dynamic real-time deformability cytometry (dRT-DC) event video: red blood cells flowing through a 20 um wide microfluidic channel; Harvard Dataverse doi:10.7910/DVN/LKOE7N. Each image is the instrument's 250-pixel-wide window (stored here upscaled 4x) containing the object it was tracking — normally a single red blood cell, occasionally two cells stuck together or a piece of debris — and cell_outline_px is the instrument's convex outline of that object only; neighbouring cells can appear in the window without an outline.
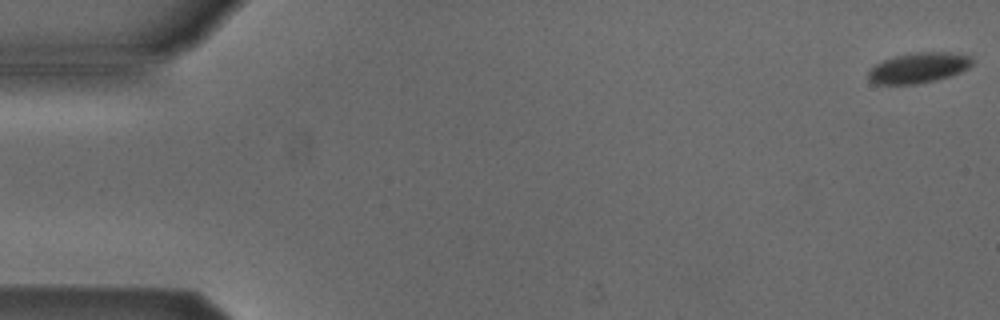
{"species": "Egyptian fruit bat (a non-hibernating species)", "species_latin": "Rousettus aegyptiacus", "temperature_condition": "cold", "stored_images_in_passage": 48, "camera_frame_rate_fps": 3000, "um_per_image_px": 0.085, "animal": {"sex": "male"}, "frame": {"image": 1, "passage_image": 1, "time_ms": 0.0, "image_size_px": [1000, 320], "cell_outline_px": [[972, 64], [968, 68], [960, 72], [936, 80], [916, 84], [876, 84], [868, 80], [868, 68], [884, 60], [896, 56], [912, 52], [948, 52], [972, 56]], "centroid_in_image_um": [78.05, 5.76], "position_along_channel_um": 7.0, "area_um2": 18.44}}
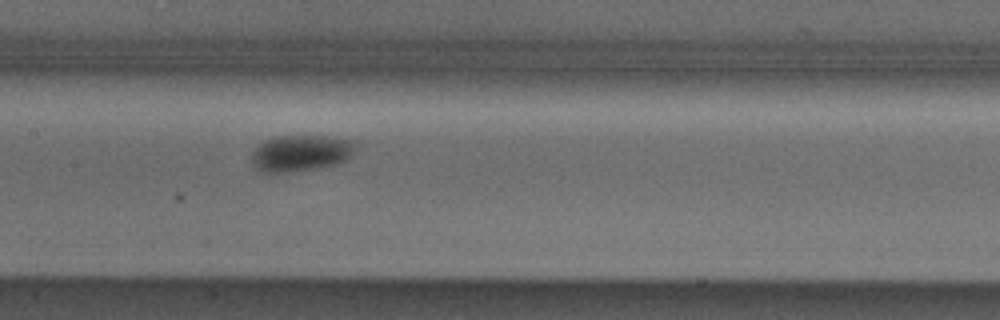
{"frame": {"image": 2, "passage_image": 26, "time_ms": 8.333, "image_size_px": [1000, 320], "cell_outline_px": [[356, 148], [348, 160], [336, 164], [288, 172], [264, 172], [256, 168], [252, 160], [252, 152], [256, 144], [272, 136], [336, 136], [356, 140]], "centroid_in_image_um": [25.59, 12.97], "position_along_channel_um": 181.8, "area_um2": 22.31}}
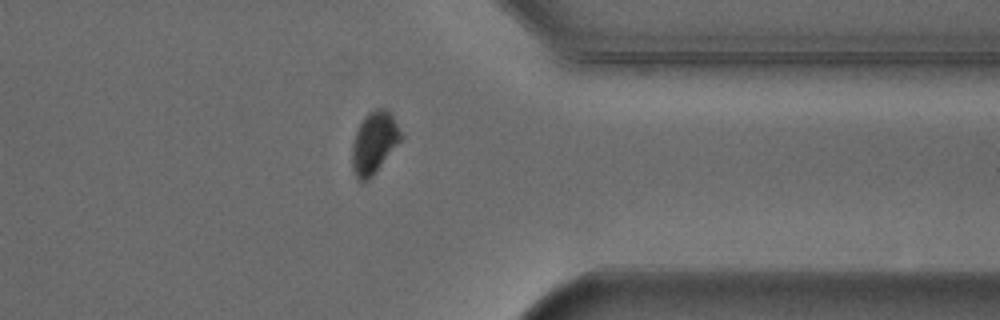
{"frame": {"image": 3, "passage_image": 42, "time_ms": 13.667, "image_size_px": [1000, 320], "cell_outline_px": [[404, 136], [376, 172], [364, 184], [356, 176], [352, 168], [352, 144], [356, 132], [364, 116], [368, 112], [376, 108], [384, 108], [392, 116]], "centroid_in_image_um": [31.8, 12.14], "position_along_channel_um": 379.6, "area_um2": 17.51}, "authors_computed_cell_mechanics": {"area_um2": 20.7213, "velocity_mm_per_s": 3.8707, "shape_relaxation_time_tau1_ms": 2.5559, "shape_relaxation_time_tau2_ms": null, "deformation_change_tau1": 0.076, "deformation_change_tau2": null}}